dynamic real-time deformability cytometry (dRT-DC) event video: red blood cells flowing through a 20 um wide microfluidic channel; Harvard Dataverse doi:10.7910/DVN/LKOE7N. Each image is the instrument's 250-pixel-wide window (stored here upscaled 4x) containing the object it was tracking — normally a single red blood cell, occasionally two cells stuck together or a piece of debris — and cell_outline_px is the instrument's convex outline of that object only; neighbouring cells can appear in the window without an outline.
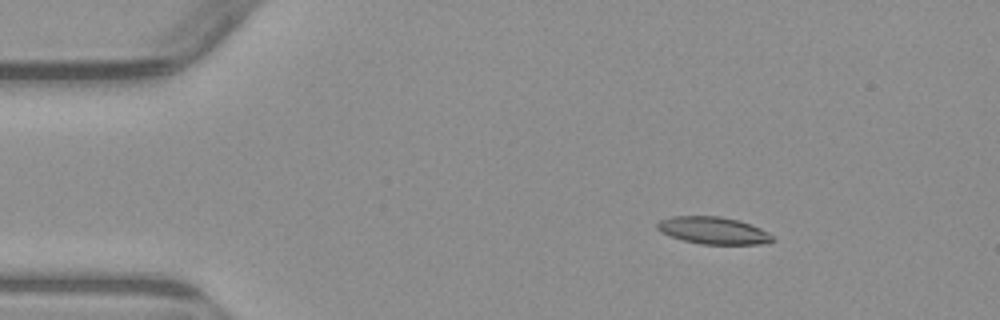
{"species": "common noctule bat (a hibernating species)", "species_latin": "Nyctalus noctula", "temperature_condition": "warm", "stored_images_in_passage": 3, "camera_frame_rate_fps": 3000, "um_per_image_px": 0.085, "animal": {"sex": "male", "body_mass_g": 23.1, "forearm_length_mm": 52.7}, "frame": {"image": 1, "passage_image": 1, "time_ms": 0.0, "image_size_px": [1000, 320], "cell_outline_px": [[776, 240], [764, 244], [700, 244], [684, 240], [660, 232], [656, 228], [656, 224], [660, 220], [672, 216], [720, 216], [740, 220], [752, 224], [768, 232]], "centroid_in_image_um": [60.65, 19.58], "position_along_channel_um": 24.3, "area_um2": 18.38}}
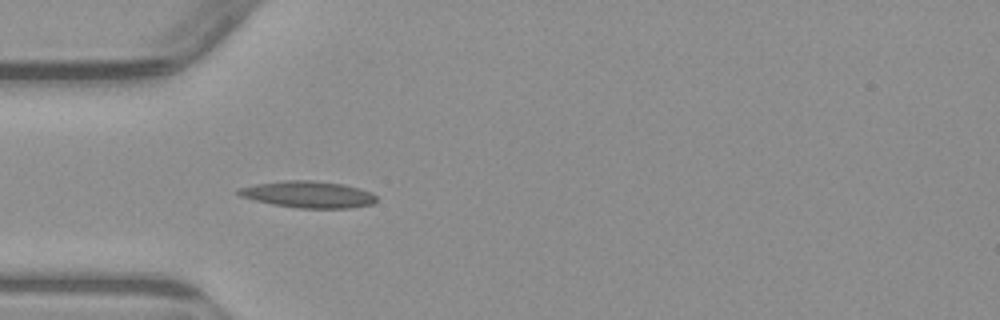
{"frame": {"image": 2, "passage_image": 3, "time_ms": 2.667, "image_size_px": [1000, 320], "cell_outline_px": [[376, 200], [372, 204], [352, 208], [300, 208], [272, 204], [240, 196], [236, 192], [240, 188], [256, 184], [284, 180], [312, 180], [344, 184], [360, 188], [372, 192], [376, 196]], "centroid_in_image_um": [26.24, 16.52], "position_along_channel_um": 58.8, "area_um2": 21.39}}